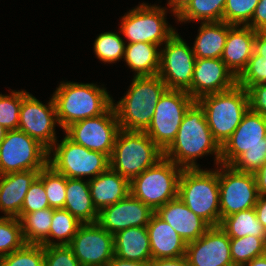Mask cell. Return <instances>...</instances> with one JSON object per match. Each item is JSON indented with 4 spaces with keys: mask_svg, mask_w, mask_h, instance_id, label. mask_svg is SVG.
<instances>
[{
    "mask_svg": "<svg viewBox=\"0 0 266 266\" xmlns=\"http://www.w3.org/2000/svg\"><path fill=\"white\" fill-rule=\"evenodd\" d=\"M214 155V165L221 163V147L214 140L201 104L195 100L187 109L174 141L164 151V158L182 169L200 168L196 159Z\"/></svg>",
    "mask_w": 266,
    "mask_h": 266,
    "instance_id": "obj_1",
    "label": "cell"
},
{
    "mask_svg": "<svg viewBox=\"0 0 266 266\" xmlns=\"http://www.w3.org/2000/svg\"><path fill=\"white\" fill-rule=\"evenodd\" d=\"M266 163V117L248 109L221 147V164L255 173Z\"/></svg>",
    "mask_w": 266,
    "mask_h": 266,
    "instance_id": "obj_2",
    "label": "cell"
},
{
    "mask_svg": "<svg viewBox=\"0 0 266 266\" xmlns=\"http://www.w3.org/2000/svg\"><path fill=\"white\" fill-rule=\"evenodd\" d=\"M131 81L127 93L117 104L112 100V105L122 130L145 132L152 121L156 104L168 88L158 75L133 76Z\"/></svg>",
    "mask_w": 266,
    "mask_h": 266,
    "instance_id": "obj_3",
    "label": "cell"
},
{
    "mask_svg": "<svg viewBox=\"0 0 266 266\" xmlns=\"http://www.w3.org/2000/svg\"><path fill=\"white\" fill-rule=\"evenodd\" d=\"M52 97L57 120L63 130L72 123L103 114L113 100L106 88L96 83L70 81H61Z\"/></svg>",
    "mask_w": 266,
    "mask_h": 266,
    "instance_id": "obj_4",
    "label": "cell"
},
{
    "mask_svg": "<svg viewBox=\"0 0 266 266\" xmlns=\"http://www.w3.org/2000/svg\"><path fill=\"white\" fill-rule=\"evenodd\" d=\"M178 198L210 226L220 224L218 165L212 170L183 169Z\"/></svg>",
    "mask_w": 266,
    "mask_h": 266,
    "instance_id": "obj_5",
    "label": "cell"
},
{
    "mask_svg": "<svg viewBox=\"0 0 266 266\" xmlns=\"http://www.w3.org/2000/svg\"><path fill=\"white\" fill-rule=\"evenodd\" d=\"M197 101L203 107L206 122L220 147L230 138L249 109L247 90L238 85L225 92L204 95Z\"/></svg>",
    "mask_w": 266,
    "mask_h": 266,
    "instance_id": "obj_6",
    "label": "cell"
},
{
    "mask_svg": "<svg viewBox=\"0 0 266 266\" xmlns=\"http://www.w3.org/2000/svg\"><path fill=\"white\" fill-rule=\"evenodd\" d=\"M163 157L164 151L145 132L121 129L109 162L112 170L131 181Z\"/></svg>",
    "mask_w": 266,
    "mask_h": 266,
    "instance_id": "obj_7",
    "label": "cell"
},
{
    "mask_svg": "<svg viewBox=\"0 0 266 266\" xmlns=\"http://www.w3.org/2000/svg\"><path fill=\"white\" fill-rule=\"evenodd\" d=\"M182 171L173 161L163 157L130 181V194L155 212L178 197Z\"/></svg>",
    "mask_w": 266,
    "mask_h": 266,
    "instance_id": "obj_8",
    "label": "cell"
},
{
    "mask_svg": "<svg viewBox=\"0 0 266 266\" xmlns=\"http://www.w3.org/2000/svg\"><path fill=\"white\" fill-rule=\"evenodd\" d=\"M48 164L66 178L84 179L83 177L87 176L88 180L110 167L109 157L106 154L89 150L66 135L60 143L57 140L49 150Z\"/></svg>",
    "mask_w": 266,
    "mask_h": 266,
    "instance_id": "obj_9",
    "label": "cell"
},
{
    "mask_svg": "<svg viewBox=\"0 0 266 266\" xmlns=\"http://www.w3.org/2000/svg\"><path fill=\"white\" fill-rule=\"evenodd\" d=\"M166 9L156 4H139L121 18L120 33L128 43L146 42L161 46L176 32L166 20Z\"/></svg>",
    "mask_w": 266,
    "mask_h": 266,
    "instance_id": "obj_10",
    "label": "cell"
},
{
    "mask_svg": "<svg viewBox=\"0 0 266 266\" xmlns=\"http://www.w3.org/2000/svg\"><path fill=\"white\" fill-rule=\"evenodd\" d=\"M194 101L184 90L167 89L160 97L145 133L162 151L174 141L183 117Z\"/></svg>",
    "mask_w": 266,
    "mask_h": 266,
    "instance_id": "obj_11",
    "label": "cell"
},
{
    "mask_svg": "<svg viewBox=\"0 0 266 266\" xmlns=\"http://www.w3.org/2000/svg\"><path fill=\"white\" fill-rule=\"evenodd\" d=\"M49 151L22 130L7 131L0 143V175L41 170L48 164Z\"/></svg>",
    "mask_w": 266,
    "mask_h": 266,
    "instance_id": "obj_12",
    "label": "cell"
},
{
    "mask_svg": "<svg viewBox=\"0 0 266 266\" xmlns=\"http://www.w3.org/2000/svg\"><path fill=\"white\" fill-rule=\"evenodd\" d=\"M218 181L220 221L231 214L254 208L259 196L254 173L238 171L231 165L220 163Z\"/></svg>",
    "mask_w": 266,
    "mask_h": 266,
    "instance_id": "obj_13",
    "label": "cell"
},
{
    "mask_svg": "<svg viewBox=\"0 0 266 266\" xmlns=\"http://www.w3.org/2000/svg\"><path fill=\"white\" fill-rule=\"evenodd\" d=\"M120 130L114 107L111 105L103 114L72 123L63 131L75 143L104 153L110 158Z\"/></svg>",
    "mask_w": 266,
    "mask_h": 266,
    "instance_id": "obj_14",
    "label": "cell"
},
{
    "mask_svg": "<svg viewBox=\"0 0 266 266\" xmlns=\"http://www.w3.org/2000/svg\"><path fill=\"white\" fill-rule=\"evenodd\" d=\"M160 49L158 76L168 89L187 91L191 87L196 62L192 47L175 32Z\"/></svg>",
    "mask_w": 266,
    "mask_h": 266,
    "instance_id": "obj_15",
    "label": "cell"
},
{
    "mask_svg": "<svg viewBox=\"0 0 266 266\" xmlns=\"http://www.w3.org/2000/svg\"><path fill=\"white\" fill-rule=\"evenodd\" d=\"M43 104L29 92L23 90V100L19 114L18 129L37 140L48 151L57 141L55 132L57 120L56 106L53 97Z\"/></svg>",
    "mask_w": 266,
    "mask_h": 266,
    "instance_id": "obj_16",
    "label": "cell"
},
{
    "mask_svg": "<svg viewBox=\"0 0 266 266\" xmlns=\"http://www.w3.org/2000/svg\"><path fill=\"white\" fill-rule=\"evenodd\" d=\"M81 266H107L114 257V237L97 222L81 224L69 244Z\"/></svg>",
    "mask_w": 266,
    "mask_h": 266,
    "instance_id": "obj_17",
    "label": "cell"
},
{
    "mask_svg": "<svg viewBox=\"0 0 266 266\" xmlns=\"http://www.w3.org/2000/svg\"><path fill=\"white\" fill-rule=\"evenodd\" d=\"M185 256L190 266H234L230 237L219 226H211L197 240L188 242Z\"/></svg>",
    "mask_w": 266,
    "mask_h": 266,
    "instance_id": "obj_18",
    "label": "cell"
},
{
    "mask_svg": "<svg viewBox=\"0 0 266 266\" xmlns=\"http://www.w3.org/2000/svg\"><path fill=\"white\" fill-rule=\"evenodd\" d=\"M237 85V77L221 58H196L191 87L186 91L194 100L225 92Z\"/></svg>",
    "mask_w": 266,
    "mask_h": 266,
    "instance_id": "obj_19",
    "label": "cell"
},
{
    "mask_svg": "<svg viewBox=\"0 0 266 266\" xmlns=\"http://www.w3.org/2000/svg\"><path fill=\"white\" fill-rule=\"evenodd\" d=\"M154 211L139 199L129 194L126 198L103 208L97 223L110 234L131 227L147 226Z\"/></svg>",
    "mask_w": 266,
    "mask_h": 266,
    "instance_id": "obj_20",
    "label": "cell"
},
{
    "mask_svg": "<svg viewBox=\"0 0 266 266\" xmlns=\"http://www.w3.org/2000/svg\"><path fill=\"white\" fill-rule=\"evenodd\" d=\"M155 213L167 222L186 243L197 240L211 227L178 197L159 207Z\"/></svg>",
    "mask_w": 266,
    "mask_h": 266,
    "instance_id": "obj_21",
    "label": "cell"
},
{
    "mask_svg": "<svg viewBox=\"0 0 266 266\" xmlns=\"http://www.w3.org/2000/svg\"><path fill=\"white\" fill-rule=\"evenodd\" d=\"M256 33L251 27L241 25H232L228 30L221 59L236 77L246 68L254 53Z\"/></svg>",
    "mask_w": 266,
    "mask_h": 266,
    "instance_id": "obj_22",
    "label": "cell"
},
{
    "mask_svg": "<svg viewBox=\"0 0 266 266\" xmlns=\"http://www.w3.org/2000/svg\"><path fill=\"white\" fill-rule=\"evenodd\" d=\"M40 170H27L0 175V211L4 216H20L25 196Z\"/></svg>",
    "mask_w": 266,
    "mask_h": 266,
    "instance_id": "obj_23",
    "label": "cell"
},
{
    "mask_svg": "<svg viewBox=\"0 0 266 266\" xmlns=\"http://www.w3.org/2000/svg\"><path fill=\"white\" fill-rule=\"evenodd\" d=\"M146 227L152 259L178 258L185 255L186 241L155 212Z\"/></svg>",
    "mask_w": 266,
    "mask_h": 266,
    "instance_id": "obj_24",
    "label": "cell"
},
{
    "mask_svg": "<svg viewBox=\"0 0 266 266\" xmlns=\"http://www.w3.org/2000/svg\"><path fill=\"white\" fill-rule=\"evenodd\" d=\"M89 190L93 204L100 212L130 194V181L109 167L89 180Z\"/></svg>",
    "mask_w": 266,
    "mask_h": 266,
    "instance_id": "obj_25",
    "label": "cell"
},
{
    "mask_svg": "<svg viewBox=\"0 0 266 266\" xmlns=\"http://www.w3.org/2000/svg\"><path fill=\"white\" fill-rule=\"evenodd\" d=\"M115 256L131 261L152 259L150 240L146 226L131 227L113 235Z\"/></svg>",
    "mask_w": 266,
    "mask_h": 266,
    "instance_id": "obj_26",
    "label": "cell"
},
{
    "mask_svg": "<svg viewBox=\"0 0 266 266\" xmlns=\"http://www.w3.org/2000/svg\"><path fill=\"white\" fill-rule=\"evenodd\" d=\"M80 223H95L99 212L95 208L89 190V180L67 178L64 208Z\"/></svg>",
    "mask_w": 266,
    "mask_h": 266,
    "instance_id": "obj_27",
    "label": "cell"
},
{
    "mask_svg": "<svg viewBox=\"0 0 266 266\" xmlns=\"http://www.w3.org/2000/svg\"><path fill=\"white\" fill-rule=\"evenodd\" d=\"M200 24L192 46L195 58H221L228 30L232 25L224 21Z\"/></svg>",
    "mask_w": 266,
    "mask_h": 266,
    "instance_id": "obj_28",
    "label": "cell"
},
{
    "mask_svg": "<svg viewBox=\"0 0 266 266\" xmlns=\"http://www.w3.org/2000/svg\"><path fill=\"white\" fill-rule=\"evenodd\" d=\"M160 46L153 43H127L124 61L134 71L135 77L158 75L160 68Z\"/></svg>",
    "mask_w": 266,
    "mask_h": 266,
    "instance_id": "obj_29",
    "label": "cell"
},
{
    "mask_svg": "<svg viewBox=\"0 0 266 266\" xmlns=\"http://www.w3.org/2000/svg\"><path fill=\"white\" fill-rule=\"evenodd\" d=\"M54 209L46 208L18 217L25 244L42 245L49 237Z\"/></svg>",
    "mask_w": 266,
    "mask_h": 266,
    "instance_id": "obj_30",
    "label": "cell"
},
{
    "mask_svg": "<svg viewBox=\"0 0 266 266\" xmlns=\"http://www.w3.org/2000/svg\"><path fill=\"white\" fill-rule=\"evenodd\" d=\"M219 227L230 238H242L247 235L266 237V229L258 221L255 209L231 214L220 221Z\"/></svg>",
    "mask_w": 266,
    "mask_h": 266,
    "instance_id": "obj_31",
    "label": "cell"
},
{
    "mask_svg": "<svg viewBox=\"0 0 266 266\" xmlns=\"http://www.w3.org/2000/svg\"><path fill=\"white\" fill-rule=\"evenodd\" d=\"M81 224L67 210L54 209L49 237L42 246L69 245Z\"/></svg>",
    "mask_w": 266,
    "mask_h": 266,
    "instance_id": "obj_32",
    "label": "cell"
},
{
    "mask_svg": "<svg viewBox=\"0 0 266 266\" xmlns=\"http://www.w3.org/2000/svg\"><path fill=\"white\" fill-rule=\"evenodd\" d=\"M226 0H192L177 17L178 22H218L223 21Z\"/></svg>",
    "mask_w": 266,
    "mask_h": 266,
    "instance_id": "obj_33",
    "label": "cell"
},
{
    "mask_svg": "<svg viewBox=\"0 0 266 266\" xmlns=\"http://www.w3.org/2000/svg\"><path fill=\"white\" fill-rule=\"evenodd\" d=\"M230 252L234 266H244L252 259L266 254V237L247 235L230 238Z\"/></svg>",
    "mask_w": 266,
    "mask_h": 266,
    "instance_id": "obj_34",
    "label": "cell"
},
{
    "mask_svg": "<svg viewBox=\"0 0 266 266\" xmlns=\"http://www.w3.org/2000/svg\"><path fill=\"white\" fill-rule=\"evenodd\" d=\"M38 178L43 182L49 207L63 209L66 200L67 178L63 174L58 173L49 164L40 170Z\"/></svg>",
    "mask_w": 266,
    "mask_h": 266,
    "instance_id": "obj_35",
    "label": "cell"
},
{
    "mask_svg": "<svg viewBox=\"0 0 266 266\" xmlns=\"http://www.w3.org/2000/svg\"><path fill=\"white\" fill-rule=\"evenodd\" d=\"M127 42L115 32H102L94 41V52L103 63H115L124 57Z\"/></svg>",
    "mask_w": 266,
    "mask_h": 266,
    "instance_id": "obj_36",
    "label": "cell"
},
{
    "mask_svg": "<svg viewBox=\"0 0 266 266\" xmlns=\"http://www.w3.org/2000/svg\"><path fill=\"white\" fill-rule=\"evenodd\" d=\"M25 245L21 224L16 217L0 216V257Z\"/></svg>",
    "mask_w": 266,
    "mask_h": 266,
    "instance_id": "obj_37",
    "label": "cell"
},
{
    "mask_svg": "<svg viewBox=\"0 0 266 266\" xmlns=\"http://www.w3.org/2000/svg\"><path fill=\"white\" fill-rule=\"evenodd\" d=\"M0 266H45L44 246L25 244L21 249L0 257Z\"/></svg>",
    "mask_w": 266,
    "mask_h": 266,
    "instance_id": "obj_38",
    "label": "cell"
},
{
    "mask_svg": "<svg viewBox=\"0 0 266 266\" xmlns=\"http://www.w3.org/2000/svg\"><path fill=\"white\" fill-rule=\"evenodd\" d=\"M22 100L23 90H12L9 95L0 94V124L7 131L18 129Z\"/></svg>",
    "mask_w": 266,
    "mask_h": 266,
    "instance_id": "obj_39",
    "label": "cell"
},
{
    "mask_svg": "<svg viewBox=\"0 0 266 266\" xmlns=\"http://www.w3.org/2000/svg\"><path fill=\"white\" fill-rule=\"evenodd\" d=\"M259 0H226L223 21L231 25L247 26Z\"/></svg>",
    "mask_w": 266,
    "mask_h": 266,
    "instance_id": "obj_40",
    "label": "cell"
},
{
    "mask_svg": "<svg viewBox=\"0 0 266 266\" xmlns=\"http://www.w3.org/2000/svg\"><path fill=\"white\" fill-rule=\"evenodd\" d=\"M265 83L266 56H259L254 52L246 68L237 77V85L247 90L252 85Z\"/></svg>",
    "mask_w": 266,
    "mask_h": 266,
    "instance_id": "obj_41",
    "label": "cell"
},
{
    "mask_svg": "<svg viewBox=\"0 0 266 266\" xmlns=\"http://www.w3.org/2000/svg\"><path fill=\"white\" fill-rule=\"evenodd\" d=\"M45 266H81L69 245L44 246Z\"/></svg>",
    "mask_w": 266,
    "mask_h": 266,
    "instance_id": "obj_42",
    "label": "cell"
},
{
    "mask_svg": "<svg viewBox=\"0 0 266 266\" xmlns=\"http://www.w3.org/2000/svg\"><path fill=\"white\" fill-rule=\"evenodd\" d=\"M46 208H49L47 194L43 182L37 177L28 189L20 213H31Z\"/></svg>",
    "mask_w": 266,
    "mask_h": 266,
    "instance_id": "obj_43",
    "label": "cell"
},
{
    "mask_svg": "<svg viewBox=\"0 0 266 266\" xmlns=\"http://www.w3.org/2000/svg\"><path fill=\"white\" fill-rule=\"evenodd\" d=\"M247 93L249 109L266 117V83L250 86Z\"/></svg>",
    "mask_w": 266,
    "mask_h": 266,
    "instance_id": "obj_44",
    "label": "cell"
},
{
    "mask_svg": "<svg viewBox=\"0 0 266 266\" xmlns=\"http://www.w3.org/2000/svg\"><path fill=\"white\" fill-rule=\"evenodd\" d=\"M255 31L266 29V0H259L251 22L247 25Z\"/></svg>",
    "mask_w": 266,
    "mask_h": 266,
    "instance_id": "obj_45",
    "label": "cell"
},
{
    "mask_svg": "<svg viewBox=\"0 0 266 266\" xmlns=\"http://www.w3.org/2000/svg\"><path fill=\"white\" fill-rule=\"evenodd\" d=\"M149 266H190L186 256L178 258L151 259Z\"/></svg>",
    "mask_w": 266,
    "mask_h": 266,
    "instance_id": "obj_46",
    "label": "cell"
},
{
    "mask_svg": "<svg viewBox=\"0 0 266 266\" xmlns=\"http://www.w3.org/2000/svg\"><path fill=\"white\" fill-rule=\"evenodd\" d=\"M256 217L258 221L266 229V195H259L257 203L254 206Z\"/></svg>",
    "mask_w": 266,
    "mask_h": 266,
    "instance_id": "obj_47",
    "label": "cell"
},
{
    "mask_svg": "<svg viewBox=\"0 0 266 266\" xmlns=\"http://www.w3.org/2000/svg\"><path fill=\"white\" fill-rule=\"evenodd\" d=\"M254 52L259 56H266V29L257 31L255 36Z\"/></svg>",
    "mask_w": 266,
    "mask_h": 266,
    "instance_id": "obj_48",
    "label": "cell"
},
{
    "mask_svg": "<svg viewBox=\"0 0 266 266\" xmlns=\"http://www.w3.org/2000/svg\"><path fill=\"white\" fill-rule=\"evenodd\" d=\"M259 195H266V163L254 173Z\"/></svg>",
    "mask_w": 266,
    "mask_h": 266,
    "instance_id": "obj_49",
    "label": "cell"
},
{
    "mask_svg": "<svg viewBox=\"0 0 266 266\" xmlns=\"http://www.w3.org/2000/svg\"><path fill=\"white\" fill-rule=\"evenodd\" d=\"M191 1L192 0H168L167 6L177 18L187 8Z\"/></svg>",
    "mask_w": 266,
    "mask_h": 266,
    "instance_id": "obj_50",
    "label": "cell"
},
{
    "mask_svg": "<svg viewBox=\"0 0 266 266\" xmlns=\"http://www.w3.org/2000/svg\"><path fill=\"white\" fill-rule=\"evenodd\" d=\"M107 266H149V261L124 260L114 255Z\"/></svg>",
    "mask_w": 266,
    "mask_h": 266,
    "instance_id": "obj_51",
    "label": "cell"
},
{
    "mask_svg": "<svg viewBox=\"0 0 266 266\" xmlns=\"http://www.w3.org/2000/svg\"><path fill=\"white\" fill-rule=\"evenodd\" d=\"M244 266H266V254L257 258L252 259Z\"/></svg>",
    "mask_w": 266,
    "mask_h": 266,
    "instance_id": "obj_52",
    "label": "cell"
},
{
    "mask_svg": "<svg viewBox=\"0 0 266 266\" xmlns=\"http://www.w3.org/2000/svg\"><path fill=\"white\" fill-rule=\"evenodd\" d=\"M7 130L0 124V143L4 140Z\"/></svg>",
    "mask_w": 266,
    "mask_h": 266,
    "instance_id": "obj_53",
    "label": "cell"
}]
</instances>
